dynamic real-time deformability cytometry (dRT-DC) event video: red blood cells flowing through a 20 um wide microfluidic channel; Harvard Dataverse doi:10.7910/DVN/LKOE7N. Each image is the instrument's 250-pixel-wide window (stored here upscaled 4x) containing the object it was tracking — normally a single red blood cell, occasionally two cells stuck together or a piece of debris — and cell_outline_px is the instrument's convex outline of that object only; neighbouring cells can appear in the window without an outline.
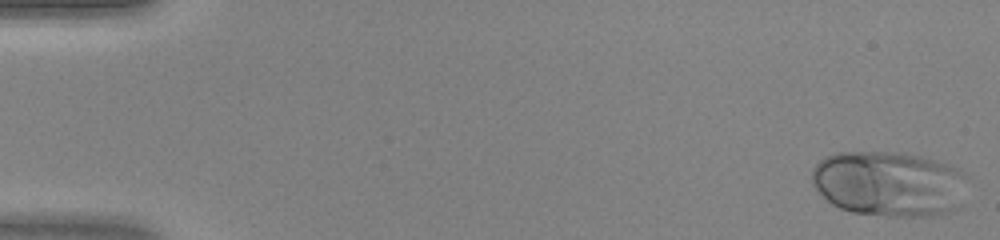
{"species": "human", "species_latin": "Homo sapiens", "temperature_condition": "warm", "stored_images_in_passage": 46, "camera_frame_rate_fps": 3000, "um_per_image_px": 0.085, "donor": {"sex": "female"}, "frame": {"image": 1, "passage_image": 1, "time_ms": 0.0, "image_size_px": [1000, 240], "cell_outline_px": [[964, 176], [960, 208], [940, 216], [888, 216], [852, 212], [840, 208], [832, 204], [812, 184], [812, 168], [824, 156], [836, 152], [900, 152], [920, 156], [936, 160], [948, 164], [964, 172]], "centroid_in_image_um": [75.55, 15.62], "position_along_channel_um": 9.4, "area_um2": 59.48}}
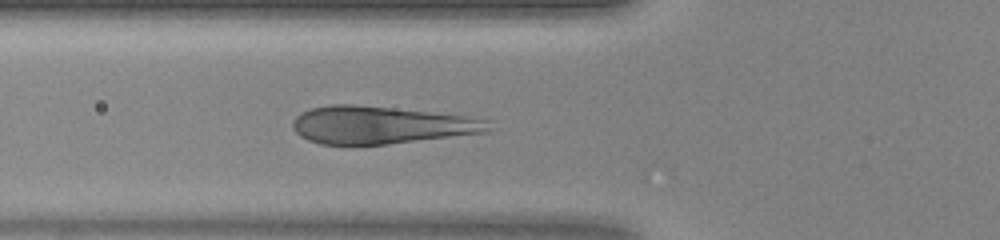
{"frame": {"image": 2, "passage_image": 17, "time_ms": 5.333, "image_size_px": [1000, 240], "cell_outline_px": [[488, 132], [388, 144], [320, 144], [308, 140], [300, 136], [292, 128], [292, 120], [296, 116], [312, 108], [332, 104], [356, 104], [464, 116], [488, 120]], "centroid_in_image_um": [32.31, 10.63], "position_along_channel_um": 93.5, "area_um2": 42.37}}
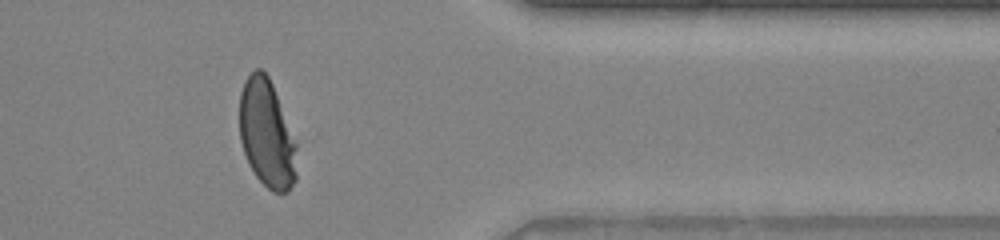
{"frame": {"image": 3, "passage_image": 38, "time_ms": 12.333, "image_size_px": [1000, 240], "cell_outline_px": [[296, 180], [288, 192], [272, 192], [256, 176], [248, 164], [240, 140], [240, 92], [244, 80], [256, 68], [260, 68], [268, 76], [272, 84], [296, 144]], "centroid_in_image_um": [22.66, 11.39], "position_along_channel_um": 388.7, "area_um2": 35.72}}